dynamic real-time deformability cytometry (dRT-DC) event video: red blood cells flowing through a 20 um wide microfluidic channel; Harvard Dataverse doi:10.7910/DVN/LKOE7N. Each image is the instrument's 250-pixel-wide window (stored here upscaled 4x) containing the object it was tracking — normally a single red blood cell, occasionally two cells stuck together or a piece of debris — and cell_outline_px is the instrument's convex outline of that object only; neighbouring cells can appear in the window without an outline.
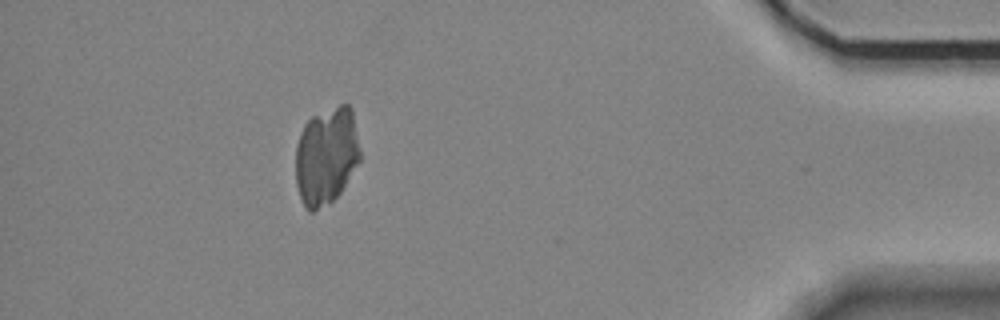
{"species": "Egyptian fruit bat (a non-hibernating species)", "species_latin": "Rousettus aegyptiacus", "temperature_condition": "room temperature", "stored_images_in_passage": 37, "camera_frame_rate_fps": 3000, "um_per_image_px": 0.085, "animal": {"sex": "female"}, "frame": {"image": 1, "passage_image": 32, "time_ms": 10.333, "image_size_px": [1000, 320], "cell_outline_px": [[360, 160], [340, 192], [328, 204], [312, 212], [308, 212], [300, 196], [296, 184], [296, 144], [300, 132], [304, 124], [312, 116], [340, 104], [348, 104], [352, 108], [360, 152]], "centroid_in_image_um": [27.72, 13.24], "position_along_channel_um": 407.5, "area_um2": 36.59}}